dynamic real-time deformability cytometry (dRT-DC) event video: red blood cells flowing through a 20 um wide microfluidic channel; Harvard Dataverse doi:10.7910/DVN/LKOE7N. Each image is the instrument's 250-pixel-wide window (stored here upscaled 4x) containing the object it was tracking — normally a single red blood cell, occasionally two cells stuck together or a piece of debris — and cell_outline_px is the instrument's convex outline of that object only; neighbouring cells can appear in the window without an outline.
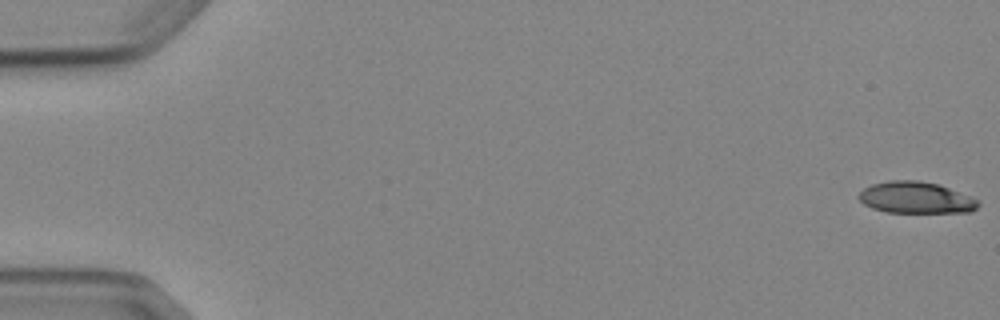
{"species": "Egyptian fruit bat (a non-hibernating species)", "species_latin": "Rousettus aegyptiacus", "temperature_condition": "cold", "stored_images_in_passage": 6, "camera_frame_rate_fps": 3000, "um_per_image_px": 0.085, "animal": {"sex": "female"}, "frame": {"image": 1, "passage_image": 1, "time_ms": 0.0, "image_size_px": [1000, 320], "cell_outline_px": [[980, 204], [972, 212], [888, 212], [872, 208], [864, 204], [860, 200], [860, 192], [864, 188], [872, 184], [888, 180], [916, 180], [940, 184], [972, 196], [980, 200]], "centroid_in_image_um": [77.9, 16.79], "position_along_channel_um": 7.1, "area_um2": 22.08}}
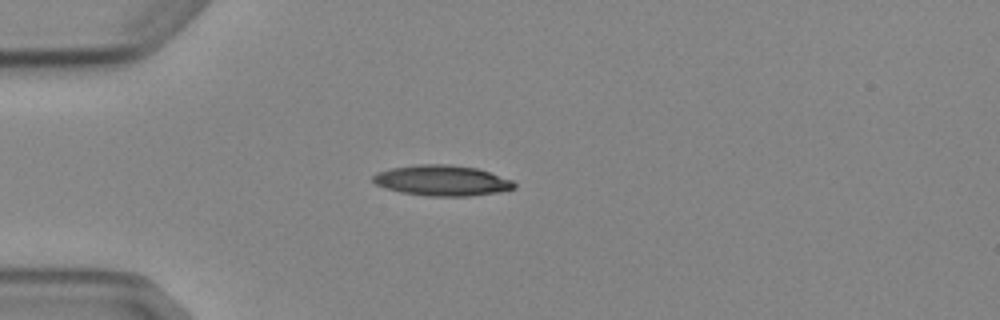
{"frame": {"image": 2, "passage_image": 5, "time_ms": 4.667, "image_size_px": [1000, 320], "cell_outline_px": [[516, 188], [500, 192], [468, 196], [428, 196], [400, 192], [376, 184], [372, 180], [372, 176], [376, 172], [392, 168], [416, 164], [448, 164], [476, 168], [512, 180], [516, 184]], "centroid_in_image_um": [37.57, 15.34], "position_along_channel_um": 47.4, "area_um2": 25.09}}